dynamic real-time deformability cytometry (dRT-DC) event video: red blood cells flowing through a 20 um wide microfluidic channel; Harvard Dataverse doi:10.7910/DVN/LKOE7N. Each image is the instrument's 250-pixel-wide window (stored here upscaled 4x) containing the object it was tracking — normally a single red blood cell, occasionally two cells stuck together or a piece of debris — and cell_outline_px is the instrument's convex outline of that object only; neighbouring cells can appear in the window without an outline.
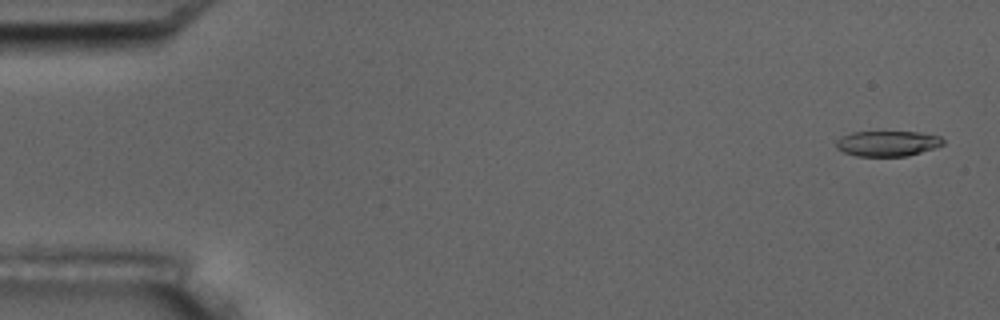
{"species": "common noctule bat (a hibernating species)", "species_latin": "Nyctalus noctula", "temperature_condition": "room temperature", "stored_images_in_passage": 5, "camera_frame_rate_fps": 3000, "um_per_image_px": 0.085, "animal": {"sex": "male", "body_mass_g": 17.5, "forearm_length_mm": 52.3}, "frame": {"image": 1, "passage_image": 1, "time_ms": 0.0, "image_size_px": [1000, 320], "cell_outline_px": [[944, 144], [908, 156], [856, 156], [844, 152], [836, 148], [836, 140], [852, 132], [920, 132], [940, 136], [944, 140]], "centroid_in_image_um": [75.43, 12.19], "position_along_channel_um": 9.6, "area_um2": 15.72}}
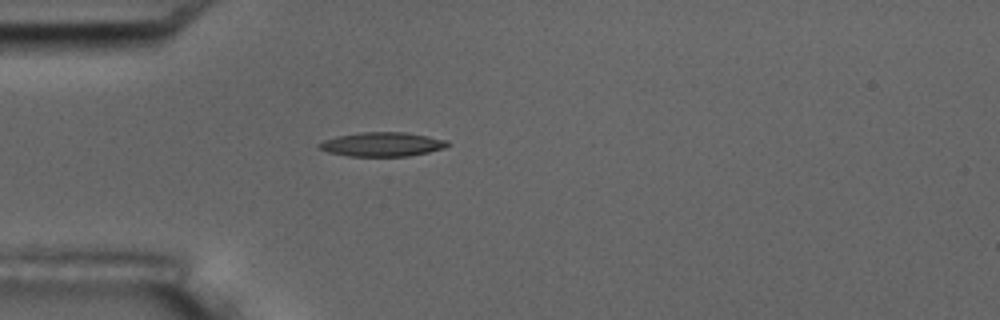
{"frame": {"image": 2, "passage_image": 5, "time_ms": 4.667, "image_size_px": [1000, 320], "cell_outline_px": [[448, 144], [444, 148], [428, 152], [408, 156], [348, 156], [328, 152], [316, 148], [316, 144], [324, 140], [336, 136], [360, 132], [404, 132], [428, 136], [448, 140]], "centroid_in_image_um": [32.43, 12.26], "position_along_channel_um": 52.6, "area_um2": 18.15}}